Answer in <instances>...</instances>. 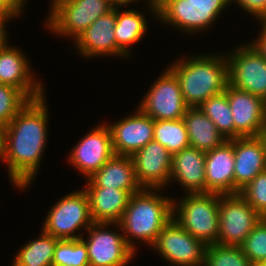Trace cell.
<instances>
[{
  "label": "cell",
  "instance_id": "obj_38",
  "mask_svg": "<svg viewBox=\"0 0 266 266\" xmlns=\"http://www.w3.org/2000/svg\"><path fill=\"white\" fill-rule=\"evenodd\" d=\"M110 2V4L114 7V8H120L121 6H125L128 5V3L131 4V2H135L137 0H108ZM147 2H149L148 6H150L149 8L152 9V12H154L157 16V3L156 0H148Z\"/></svg>",
  "mask_w": 266,
  "mask_h": 266
},
{
  "label": "cell",
  "instance_id": "obj_42",
  "mask_svg": "<svg viewBox=\"0 0 266 266\" xmlns=\"http://www.w3.org/2000/svg\"><path fill=\"white\" fill-rule=\"evenodd\" d=\"M266 25V17L261 21Z\"/></svg>",
  "mask_w": 266,
  "mask_h": 266
},
{
  "label": "cell",
  "instance_id": "obj_9",
  "mask_svg": "<svg viewBox=\"0 0 266 266\" xmlns=\"http://www.w3.org/2000/svg\"><path fill=\"white\" fill-rule=\"evenodd\" d=\"M151 247L174 266H204L207 245L194 238L174 218L163 228Z\"/></svg>",
  "mask_w": 266,
  "mask_h": 266
},
{
  "label": "cell",
  "instance_id": "obj_21",
  "mask_svg": "<svg viewBox=\"0 0 266 266\" xmlns=\"http://www.w3.org/2000/svg\"><path fill=\"white\" fill-rule=\"evenodd\" d=\"M87 180V187H114L126 190L130 195L143 189L137 181L130 156L114 155Z\"/></svg>",
  "mask_w": 266,
  "mask_h": 266
},
{
  "label": "cell",
  "instance_id": "obj_4",
  "mask_svg": "<svg viewBox=\"0 0 266 266\" xmlns=\"http://www.w3.org/2000/svg\"><path fill=\"white\" fill-rule=\"evenodd\" d=\"M219 198L216 193H187L179 203L173 201V218L194 238L206 245L218 243Z\"/></svg>",
  "mask_w": 266,
  "mask_h": 266
},
{
  "label": "cell",
  "instance_id": "obj_30",
  "mask_svg": "<svg viewBox=\"0 0 266 266\" xmlns=\"http://www.w3.org/2000/svg\"><path fill=\"white\" fill-rule=\"evenodd\" d=\"M204 266H250L240 246L207 245Z\"/></svg>",
  "mask_w": 266,
  "mask_h": 266
},
{
  "label": "cell",
  "instance_id": "obj_37",
  "mask_svg": "<svg viewBox=\"0 0 266 266\" xmlns=\"http://www.w3.org/2000/svg\"><path fill=\"white\" fill-rule=\"evenodd\" d=\"M18 17V15H0V47L7 46L8 45V39L6 36V29H5V23L8 20H12L13 17Z\"/></svg>",
  "mask_w": 266,
  "mask_h": 266
},
{
  "label": "cell",
  "instance_id": "obj_27",
  "mask_svg": "<svg viewBox=\"0 0 266 266\" xmlns=\"http://www.w3.org/2000/svg\"><path fill=\"white\" fill-rule=\"evenodd\" d=\"M153 140L159 142L172 155L190 147L189 137L183 119L154 120Z\"/></svg>",
  "mask_w": 266,
  "mask_h": 266
},
{
  "label": "cell",
  "instance_id": "obj_34",
  "mask_svg": "<svg viewBox=\"0 0 266 266\" xmlns=\"http://www.w3.org/2000/svg\"><path fill=\"white\" fill-rule=\"evenodd\" d=\"M233 1L260 22L266 17V0H231V3Z\"/></svg>",
  "mask_w": 266,
  "mask_h": 266
},
{
  "label": "cell",
  "instance_id": "obj_28",
  "mask_svg": "<svg viewBox=\"0 0 266 266\" xmlns=\"http://www.w3.org/2000/svg\"><path fill=\"white\" fill-rule=\"evenodd\" d=\"M199 108L215 124L226 140L234 139V121L225 92L208 98Z\"/></svg>",
  "mask_w": 266,
  "mask_h": 266
},
{
  "label": "cell",
  "instance_id": "obj_32",
  "mask_svg": "<svg viewBox=\"0 0 266 266\" xmlns=\"http://www.w3.org/2000/svg\"><path fill=\"white\" fill-rule=\"evenodd\" d=\"M240 247L250 263L266 262V218L259 221Z\"/></svg>",
  "mask_w": 266,
  "mask_h": 266
},
{
  "label": "cell",
  "instance_id": "obj_33",
  "mask_svg": "<svg viewBox=\"0 0 266 266\" xmlns=\"http://www.w3.org/2000/svg\"><path fill=\"white\" fill-rule=\"evenodd\" d=\"M239 193L262 218H266V170L257 174Z\"/></svg>",
  "mask_w": 266,
  "mask_h": 266
},
{
  "label": "cell",
  "instance_id": "obj_26",
  "mask_svg": "<svg viewBox=\"0 0 266 266\" xmlns=\"http://www.w3.org/2000/svg\"><path fill=\"white\" fill-rule=\"evenodd\" d=\"M58 240L42 229L38 239L24 244L15 255L13 263L17 266H52Z\"/></svg>",
  "mask_w": 266,
  "mask_h": 266
},
{
  "label": "cell",
  "instance_id": "obj_8",
  "mask_svg": "<svg viewBox=\"0 0 266 266\" xmlns=\"http://www.w3.org/2000/svg\"><path fill=\"white\" fill-rule=\"evenodd\" d=\"M218 244L240 246L262 217L238 194L219 198Z\"/></svg>",
  "mask_w": 266,
  "mask_h": 266
},
{
  "label": "cell",
  "instance_id": "obj_29",
  "mask_svg": "<svg viewBox=\"0 0 266 266\" xmlns=\"http://www.w3.org/2000/svg\"><path fill=\"white\" fill-rule=\"evenodd\" d=\"M52 266H89L86 244L81 240H58Z\"/></svg>",
  "mask_w": 266,
  "mask_h": 266
},
{
  "label": "cell",
  "instance_id": "obj_7",
  "mask_svg": "<svg viewBox=\"0 0 266 266\" xmlns=\"http://www.w3.org/2000/svg\"><path fill=\"white\" fill-rule=\"evenodd\" d=\"M92 224L88 195L81 189L64 196L54 204L42 229L59 240H77L83 236L75 235V232L82 227L87 230Z\"/></svg>",
  "mask_w": 266,
  "mask_h": 266
},
{
  "label": "cell",
  "instance_id": "obj_14",
  "mask_svg": "<svg viewBox=\"0 0 266 266\" xmlns=\"http://www.w3.org/2000/svg\"><path fill=\"white\" fill-rule=\"evenodd\" d=\"M115 155L108 125H98L77 143L70 153L69 162L89 179Z\"/></svg>",
  "mask_w": 266,
  "mask_h": 266
},
{
  "label": "cell",
  "instance_id": "obj_2",
  "mask_svg": "<svg viewBox=\"0 0 266 266\" xmlns=\"http://www.w3.org/2000/svg\"><path fill=\"white\" fill-rule=\"evenodd\" d=\"M153 190L159 189L143 188L132 194L122 219L118 223H113L114 226L120 227L126 243L135 252L136 246L131 238L152 246L163 228L173 219L174 199L165 198Z\"/></svg>",
  "mask_w": 266,
  "mask_h": 266
},
{
  "label": "cell",
  "instance_id": "obj_23",
  "mask_svg": "<svg viewBox=\"0 0 266 266\" xmlns=\"http://www.w3.org/2000/svg\"><path fill=\"white\" fill-rule=\"evenodd\" d=\"M93 223H118L127 207L130 194L126 190L107 187H85Z\"/></svg>",
  "mask_w": 266,
  "mask_h": 266
},
{
  "label": "cell",
  "instance_id": "obj_3",
  "mask_svg": "<svg viewBox=\"0 0 266 266\" xmlns=\"http://www.w3.org/2000/svg\"><path fill=\"white\" fill-rule=\"evenodd\" d=\"M177 61L169 68L176 75L189 107H199L208 98L226 90L229 84L227 56L204 54Z\"/></svg>",
  "mask_w": 266,
  "mask_h": 266
},
{
  "label": "cell",
  "instance_id": "obj_15",
  "mask_svg": "<svg viewBox=\"0 0 266 266\" xmlns=\"http://www.w3.org/2000/svg\"><path fill=\"white\" fill-rule=\"evenodd\" d=\"M131 158L142 188L162 189L172 181V154L159 142L150 141Z\"/></svg>",
  "mask_w": 266,
  "mask_h": 266
},
{
  "label": "cell",
  "instance_id": "obj_41",
  "mask_svg": "<svg viewBox=\"0 0 266 266\" xmlns=\"http://www.w3.org/2000/svg\"><path fill=\"white\" fill-rule=\"evenodd\" d=\"M262 136L264 137V140H265V142H266V129L264 130Z\"/></svg>",
  "mask_w": 266,
  "mask_h": 266
},
{
  "label": "cell",
  "instance_id": "obj_36",
  "mask_svg": "<svg viewBox=\"0 0 266 266\" xmlns=\"http://www.w3.org/2000/svg\"><path fill=\"white\" fill-rule=\"evenodd\" d=\"M261 34L258 36L253 43L250 44L255 48V50L266 59V25L262 22Z\"/></svg>",
  "mask_w": 266,
  "mask_h": 266
},
{
  "label": "cell",
  "instance_id": "obj_18",
  "mask_svg": "<svg viewBox=\"0 0 266 266\" xmlns=\"http://www.w3.org/2000/svg\"><path fill=\"white\" fill-rule=\"evenodd\" d=\"M24 54L10 45L0 47V83L20 90L29 100L40 98L44 89L33 79L32 69Z\"/></svg>",
  "mask_w": 266,
  "mask_h": 266
},
{
  "label": "cell",
  "instance_id": "obj_25",
  "mask_svg": "<svg viewBox=\"0 0 266 266\" xmlns=\"http://www.w3.org/2000/svg\"><path fill=\"white\" fill-rule=\"evenodd\" d=\"M116 8V25L114 35L118 48L126 55L130 53V47L137 43L145 35L147 22L141 12L137 10L119 11Z\"/></svg>",
  "mask_w": 266,
  "mask_h": 266
},
{
  "label": "cell",
  "instance_id": "obj_1",
  "mask_svg": "<svg viewBox=\"0 0 266 266\" xmlns=\"http://www.w3.org/2000/svg\"><path fill=\"white\" fill-rule=\"evenodd\" d=\"M43 95L29 100L4 127L0 152L14 187L25 189L34 180L47 141L48 111Z\"/></svg>",
  "mask_w": 266,
  "mask_h": 266
},
{
  "label": "cell",
  "instance_id": "obj_39",
  "mask_svg": "<svg viewBox=\"0 0 266 266\" xmlns=\"http://www.w3.org/2000/svg\"><path fill=\"white\" fill-rule=\"evenodd\" d=\"M3 130H4V127L0 124V152L2 148V142H3Z\"/></svg>",
  "mask_w": 266,
  "mask_h": 266
},
{
  "label": "cell",
  "instance_id": "obj_10",
  "mask_svg": "<svg viewBox=\"0 0 266 266\" xmlns=\"http://www.w3.org/2000/svg\"><path fill=\"white\" fill-rule=\"evenodd\" d=\"M143 98L139 109L153 120H179L189 106L184 101L178 79L167 67Z\"/></svg>",
  "mask_w": 266,
  "mask_h": 266
},
{
  "label": "cell",
  "instance_id": "obj_13",
  "mask_svg": "<svg viewBox=\"0 0 266 266\" xmlns=\"http://www.w3.org/2000/svg\"><path fill=\"white\" fill-rule=\"evenodd\" d=\"M227 95L234 121V138L260 136L266 129V101L230 84Z\"/></svg>",
  "mask_w": 266,
  "mask_h": 266
},
{
  "label": "cell",
  "instance_id": "obj_5",
  "mask_svg": "<svg viewBox=\"0 0 266 266\" xmlns=\"http://www.w3.org/2000/svg\"><path fill=\"white\" fill-rule=\"evenodd\" d=\"M156 3L160 21L194 34L211 26L231 0H156Z\"/></svg>",
  "mask_w": 266,
  "mask_h": 266
},
{
  "label": "cell",
  "instance_id": "obj_11",
  "mask_svg": "<svg viewBox=\"0 0 266 266\" xmlns=\"http://www.w3.org/2000/svg\"><path fill=\"white\" fill-rule=\"evenodd\" d=\"M227 56L229 84L266 101V59L251 44Z\"/></svg>",
  "mask_w": 266,
  "mask_h": 266
},
{
  "label": "cell",
  "instance_id": "obj_40",
  "mask_svg": "<svg viewBox=\"0 0 266 266\" xmlns=\"http://www.w3.org/2000/svg\"><path fill=\"white\" fill-rule=\"evenodd\" d=\"M250 266H266V262H253Z\"/></svg>",
  "mask_w": 266,
  "mask_h": 266
},
{
  "label": "cell",
  "instance_id": "obj_12",
  "mask_svg": "<svg viewBox=\"0 0 266 266\" xmlns=\"http://www.w3.org/2000/svg\"><path fill=\"white\" fill-rule=\"evenodd\" d=\"M112 223H93L86 244L89 266H125L135 255L122 233L106 229ZM107 226V227H106Z\"/></svg>",
  "mask_w": 266,
  "mask_h": 266
},
{
  "label": "cell",
  "instance_id": "obj_31",
  "mask_svg": "<svg viewBox=\"0 0 266 266\" xmlns=\"http://www.w3.org/2000/svg\"><path fill=\"white\" fill-rule=\"evenodd\" d=\"M28 101L17 88L0 83V124L6 127Z\"/></svg>",
  "mask_w": 266,
  "mask_h": 266
},
{
  "label": "cell",
  "instance_id": "obj_22",
  "mask_svg": "<svg viewBox=\"0 0 266 266\" xmlns=\"http://www.w3.org/2000/svg\"><path fill=\"white\" fill-rule=\"evenodd\" d=\"M206 153L188 147L172 155L170 179L178 181L187 193H206Z\"/></svg>",
  "mask_w": 266,
  "mask_h": 266
},
{
  "label": "cell",
  "instance_id": "obj_17",
  "mask_svg": "<svg viewBox=\"0 0 266 266\" xmlns=\"http://www.w3.org/2000/svg\"><path fill=\"white\" fill-rule=\"evenodd\" d=\"M234 194L266 170V142L262 135L234 138Z\"/></svg>",
  "mask_w": 266,
  "mask_h": 266
},
{
  "label": "cell",
  "instance_id": "obj_16",
  "mask_svg": "<svg viewBox=\"0 0 266 266\" xmlns=\"http://www.w3.org/2000/svg\"><path fill=\"white\" fill-rule=\"evenodd\" d=\"M115 155L132 156L153 140L154 120L139 108L108 126Z\"/></svg>",
  "mask_w": 266,
  "mask_h": 266
},
{
  "label": "cell",
  "instance_id": "obj_24",
  "mask_svg": "<svg viewBox=\"0 0 266 266\" xmlns=\"http://www.w3.org/2000/svg\"><path fill=\"white\" fill-rule=\"evenodd\" d=\"M182 119L192 148L206 153L220 146L226 140L199 107H189Z\"/></svg>",
  "mask_w": 266,
  "mask_h": 266
},
{
  "label": "cell",
  "instance_id": "obj_35",
  "mask_svg": "<svg viewBox=\"0 0 266 266\" xmlns=\"http://www.w3.org/2000/svg\"><path fill=\"white\" fill-rule=\"evenodd\" d=\"M27 0H0V15H20Z\"/></svg>",
  "mask_w": 266,
  "mask_h": 266
},
{
  "label": "cell",
  "instance_id": "obj_19",
  "mask_svg": "<svg viewBox=\"0 0 266 266\" xmlns=\"http://www.w3.org/2000/svg\"><path fill=\"white\" fill-rule=\"evenodd\" d=\"M116 8L100 16L78 38L74 39L78 52L84 57L116 55L127 57L117 46L114 29Z\"/></svg>",
  "mask_w": 266,
  "mask_h": 266
},
{
  "label": "cell",
  "instance_id": "obj_6",
  "mask_svg": "<svg viewBox=\"0 0 266 266\" xmlns=\"http://www.w3.org/2000/svg\"><path fill=\"white\" fill-rule=\"evenodd\" d=\"M46 20L51 32L78 38L100 16L114 7L108 0H52Z\"/></svg>",
  "mask_w": 266,
  "mask_h": 266
},
{
  "label": "cell",
  "instance_id": "obj_20",
  "mask_svg": "<svg viewBox=\"0 0 266 266\" xmlns=\"http://www.w3.org/2000/svg\"><path fill=\"white\" fill-rule=\"evenodd\" d=\"M234 139L206 152V193L234 194Z\"/></svg>",
  "mask_w": 266,
  "mask_h": 266
}]
</instances>
